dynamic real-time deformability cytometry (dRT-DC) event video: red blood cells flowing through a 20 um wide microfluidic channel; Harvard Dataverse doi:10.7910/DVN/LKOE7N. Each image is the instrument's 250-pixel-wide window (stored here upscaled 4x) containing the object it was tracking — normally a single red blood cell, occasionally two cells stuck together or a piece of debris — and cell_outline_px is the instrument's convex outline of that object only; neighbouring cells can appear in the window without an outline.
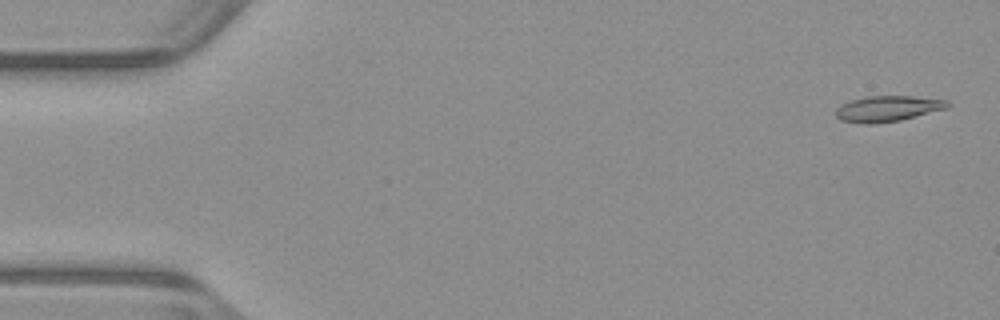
{"species": "common noctule bat (a hibernating species)", "species_latin": "Nyctalus noctula", "temperature_condition": "warm", "stored_images_in_passage": 52, "camera_frame_rate_fps": 3000, "um_per_image_px": 0.085, "animal": {"sex": "male", "body_mass_g": 23.1, "forearm_length_mm": 52.7}, "frame": {"image": 1, "passage_image": 2, "time_ms": 0.333, "image_size_px": [1000, 320], "cell_outline_px": [[952, 104], [948, 108], [900, 120], [872, 124], [860, 124], [840, 120], [836, 116], [836, 108], [840, 104], [852, 100], [868, 96], [912, 96], [948, 100]], "centroid_in_image_um": [75.45, 9.24], "position_along_channel_um": 9.5, "area_um2": 16.88}}
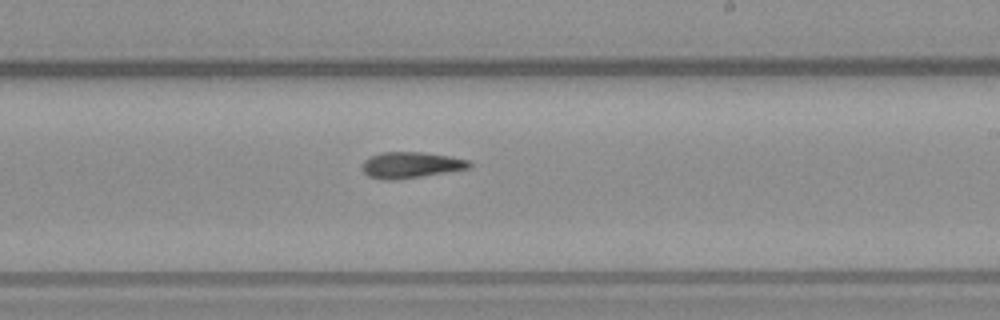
{"frame": {"image": 2, "passage_image": 31, "time_ms": 10.0, "image_size_px": [1000, 320], "cell_outline_px": [[472, 164], [468, 168], [396, 180], [384, 180], [368, 176], [364, 172], [364, 160], [380, 152], [420, 152], [448, 156], [468, 160]], "centroid_in_image_um": [34.89, 14.02], "position_along_channel_um": 254.1, "area_um2": 15.9}}
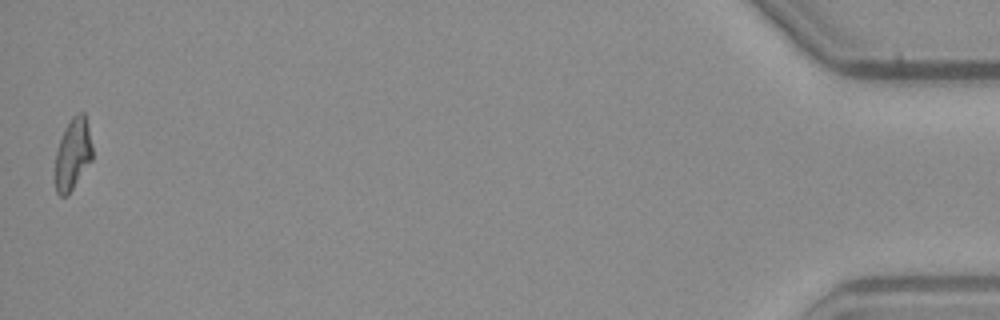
{"frame": {"image": 3, "passage_image": 52, "time_ms": 17.0, "image_size_px": [1000, 320], "cell_outline_px": [[92, 160], [68, 196], [60, 196], [56, 192], [52, 180], [56, 152], [64, 128], [72, 116], [76, 112], [84, 112], [92, 144]], "centroid_in_image_um": [6.14, 13.15], "position_along_channel_um": 429.1, "area_um2": 16.07}, "authors_computed_cell_mechanics": {"area_um2": 16.2418, "velocity_mm_per_s": 3.9545, "shape_relaxation_time_tau1_ms": null, "shape_relaxation_time_tau2_ms": 5.2157, "deformation_change_tau1": null, "deformation_change_tau2": 0.1494}}